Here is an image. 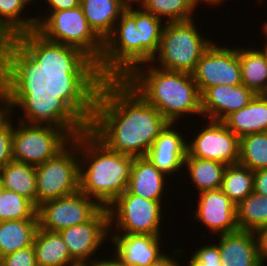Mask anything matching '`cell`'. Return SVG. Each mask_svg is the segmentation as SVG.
Instances as JSON below:
<instances>
[{
	"label": "cell",
	"mask_w": 267,
	"mask_h": 266,
	"mask_svg": "<svg viewBox=\"0 0 267 266\" xmlns=\"http://www.w3.org/2000/svg\"><path fill=\"white\" fill-rule=\"evenodd\" d=\"M27 5H30L31 3H34V0H24Z\"/></svg>",
	"instance_id": "49"
},
{
	"label": "cell",
	"mask_w": 267,
	"mask_h": 266,
	"mask_svg": "<svg viewBox=\"0 0 267 266\" xmlns=\"http://www.w3.org/2000/svg\"><path fill=\"white\" fill-rule=\"evenodd\" d=\"M78 155L79 191L107 208L127 190L134 157L110 150L84 124L78 128Z\"/></svg>",
	"instance_id": "4"
},
{
	"label": "cell",
	"mask_w": 267,
	"mask_h": 266,
	"mask_svg": "<svg viewBox=\"0 0 267 266\" xmlns=\"http://www.w3.org/2000/svg\"><path fill=\"white\" fill-rule=\"evenodd\" d=\"M254 192L267 196V169L254 171Z\"/></svg>",
	"instance_id": "41"
},
{
	"label": "cell",
	"mask_w": 267,
	"mask_h": 266,
	"mask_svg": "<svg viewBox=\"0 0 267 266\" xmlns=\"http://www.w3.org/2000/svg\"><path fill=\"white\" fill-rule=\"evenodd\" d=\"M239 164L252 171L267 169V132L239 138Z\"/></svg>",
	"instance_id": "33"
},
{
	"label": "cell",
	"mask_w": 267,
	"mask_h": 266,
	"mask_svg": "<svg viewBox=\"0 0 267 266\" xmlns=\"http://www.w3.org/2000/svg\"><path fill=\"white\" fill-rule=\"evenodd\" d=\"M255 95L243 84L209 87L201 94L202 117L223 121L232 112L247 106Z\"/></svg>",
	"instance_id": "16"
},
{
	"label": "cell",
	"mask_w": 267,
	"mask_h": 266,
	"mask_svg": "<svg viewBox=\"0 0 267 266\" xmlns=\"http://www.w3.org/2000/svg\"><path fill=\"white\" fill-rule=\"evenodd\" d=\"M86 266H121L116 260H114L113 258H100L99 261L93 262L89 265Z\"/></svg>",
	"instance_id": "44"
},
{
	"label": "cell",
	"mask_w": 267,
	"mask_h": 266,
	"mask_svg": "<svg viewBox=\"0 0 267 266\" xmlns=\"http://www.w3.org/2000/svg\"><path fill=\"white\" fill-rule=\"evenodd\" d=\"M265 32L267 34V21H265L264 24H262V33Z\"/></svg>",
	"instance_id": "47"
},
{
	"label": "cell",
	"mask_w": 267,
	"mask_h": 266,
	"mask_svg": "<svg viewBox=\"0 0 267 266\" xmlns=\"http://www.w3.org/2000/svg\"><path fill=\"white\" fill-rule=\"evenodd\" d=\"M78 129L53 158L36 166V206L79 191Z\"/></svg>",
	"instance_id": "8"
},
{
	"label": "cell",
	"mask_w": 267,
	"mask_h": 266,
	"mask_svg": "<svg viewBox=\"0 0 267 266\" xmlns=\"http://www.w3.org/2000/svg\"><path fill=\"white\" fill-rule=\"evenodd\" d=\"M174 251L175 252L173 253V257L165 253L163 256H161L158 260L151 263L149 266H180L179 265L180 263H178L179 261H177V259H180V257H183L181 256V254H184L182 253L183 249L178 248L177 250L175 249Z\"/></svg>",
	"instance_id": "43"
},
{
	"label": "cell",
	"mask_w": 267,
	"mask_h": 266,
	"mask_svg": "<svg viewBox=\"0 0 267 266\" xmlns=\"http://www.w3.org/2000/svg\"><path fill=\"white\" fill-rule=\"evenodd\" d=\"M0 266H37L33 246L0 257Z\"/></svg>",
	"instance_id": "38"
},
{
	"label": "cell",
	"mask_w": 267,
	"mask_h": 266,
	"mask_svg": "<svg viewBox=\"0 0 267 266\" xmlns=\"http://www.w3.org/2000/svg\"><path fill=\"white\" fill-rule=\"evenodd\" d=\"M83 124L110 150L145 157L170 123L124 79L79 80L71 85Z\"/></svg>",
	"instance_id": "1"
},
{
	"label": "cell",
	"mask_w": 267,
	"mask_h": 266,
	"mask_svg": "<svg viewBox=\"0 0 267 266\" xmlns=\"http://www.w3.org/2000/svg\"><path fill=\"white\" fill-rule=\"evenodd\" d=\"M239 230L253 231L267 227V196L252 192L236 208Z\"/></svg>",
	"instance_id": "31"
},
{
	"label": "cell",
	"mask_w": 267,
	"mask_h": 266,
	"mask_svg": "<svg viewBox=\"0 0 267 266\" xmlns=\"http://www.w3.org/2000/svg\"><path fill=\"white\" fill-rule=\"evenodd\" d=\"M174 123H169L156 138L146 154V158L163 174H178L185 163L187 155V140L182 131L175 129ZM175 129V130H174Z\"/></svg>",
	"instance_id": "17"
},
{
	"label": "cell",
	"mask_w": 267,
	"mask_h": 266,
	"mask_svg": "<svg viewBox=\"0 0 267 266\" xmlns=\"http://www.w3.org/2000/svg\"><path fill=\"white\" fill-rule=\"evenodd\" d=\"M4 189H5V188H4L3 185L0 183V197H2Z\"/></svg>",
	"instance_id": "48"
},
{
	"label": "cell",
	"mask_w": 267,
	"mask_h": 266,
	"mask_svg": "<svg viewBox=\"0 0 267 266\" xmlns=\"http://www.w3.org/2000/svg\"><path fill=\"white\" fill-rule=\"evenodd\" d=\"M103 48L79 5L52 11L37 26L21 48V65L29 83L71 86L100 61Z\"/></svg>",
	"instance_id": "2"
},
{
	"label": "cell",
	"mask_w": 267,
	"mask_h": 266,
	"mask_svg": "<svg viewBox=\"0 0 267 266\" xmlns=\"http://www.w3.org/2000/svg\"><path fill=\"white\" fill-rule=\"evenodd\" d=\"M44 1V0H43ZM48 4L49 12L42 16L41 14H38L40 16H36V23L37 26L52 12V11H60L65 9H73L80 5V0H46Z\"/></svg>",
	"instance_id": "39"
},
{
	"label": "cell",
	"mask_w": 267,
	"mask_h": 266,
	"mask_svg": "<svg viewBox=\"0 0 267 266\" xmlns=\"http://www.w3.org/2000/svg\"><path fill=\"white\" fill-rule=\"evenodd\" d=\"M151 64L138 65L124 80L170 123L176 125L179 118L192 113L202 116L201 94L192 74Z\"/></svg>",
	"instance_id": "5"
},
{
	"label": "cell",
	"mask_w": 267,
	"mask_h": 266,
	"mask_svg": "<svg viewBox=\"0 0 267 266\" xmlns=\"http://www.w3.org/2000/svg\"><path fill=\"white\" fill-rule=\"evenodd\" d=\"M263 36H265L264 38L267 39V34L264 32L263 33ZM263 49H261L263 52H264V55H265V59H266V65H267V40L264 44V46H262Z\"/></svg>",
	"instance_id": "46"
},
{
	"label": "cell",
	"mask_w": 267,
	"mask_h": 266,
	"mask_svg": "<svg viewBox=\"0 0 267 266\" xmlns=\"http://www.w3.org/2000/svg\"><path fill=\"white\" fill-rule=\"evenodd\" d=\"M130 3H135L137 0H127Z\"/></svg>",
	"instance_id": "50"
},
{
	"label": "cell",
	"mask_w": 267,
	"mask_h": 266,
	"mask_svg": "<svg viewBox=\"0 0 267 266\" xmlns=\"http://www.w3.org/2000/svg\"><path fill=\"white\" fill-rule=\"evenodd\" d=\"M102 208L96 200L77 191L37 206L38 225L40 229L59 232L91 220Z\"/></svg>",
	"instance_id": "10"
},
{
	"label": "cell",
	"mask_w": 267,
	"mask_h": 266,
	"mask_svg": "<svg viewBox=\"0 0 267 266\" xmlns=\"http://www.w3.org/2000/svg\"><path fill=\"white\" fill-rule=\"evenodd\" d=\"M18 88L7 78L0 77V107L8 100Z\"/></svg>",
	"instance_id": "42"
},
{
	"label": "cell",
	"mask_w": 267,
	"mask_h": 266,
	"mask_svg": "<svg viewBox=\"0 0 267 266\" xmlns=\"http://www.w3.org/2000/svg\"><path fill=\"white\" fill-rule=\"evenodd\" d=\"M222 122L238 138L267 132V94H256L247 106L232 112Z\"/></svg>",
	"instance_id": "20"
},
{
	"label": "cell",
	"mask_w": 267,
	"mask_h": 266,
	"mask_svg": "<svg viewBox=\"0 0 267 266\" xmlns=\"http://www.w3.org/2000/svg\"><path fill=\"white\" fill-rule=\"evenodd\" d=\"M136 4L165 23L191 20L199 6L195 0H137Z\"/></svg>",
	"instance_id": "29"
},
{
	"label": "cell",
	"mask_w": 267,
	"mask_h": 266,
	"mask_svg": "<svg viewBox=\"0 0 267 266\" xmlns=\"http://www.w3.org/2000/svg\"><path fill=\"white\" fill-rule=\"evenodd\" d=\"M0 77L9 79L18 89L29 84L21 65V47L1 28Z\"/></svg>",
	"instance_id": "28"
},
{
	"label": "cell",
	"mask_w": 267,
	"mask_h": 266,
	"mask_svg": "<svg viewBox=\"0 0 267 266\" xmlns=\"http://www.w3.org/2000/svg\"><path fill=\"white\" fill-rule=\"evenodd\" d=\"M26 6L24 0H0V28L21 48L34 35L37 28L36 17L24 16L27 15L23 14Z\"/></svg>",
	"instance_id": "22"
},
{
	"label": "cell",
	"mask_w": 267,
	"mask_h": 266,
	"mask_svg": "<svg viewBox=\"0 0 267 266\" xmlns=\"http://www.w3.org/2000/svg\"><path fill=\"white\" fill-rule=\"evenodd\" d=\"M196 2H197V4H200V3H204L205 2V4L207 3L208 5L207 6H213V7H215V5H216V7L218 6V5H220V4H223V2H225V0H195Z\"/></svg>",
	"instance_id": "45"
},
{
	"label": "cell",
	"mask_w": 267,
	"mask_h": 266,
	"mask_svg": "<svg viewBox=\"0 0 267 266\" xmlns=\"http://www.w3.org/2000/svg\"><path fill=\"white\" fill-rule=\"evenodd\" d=\"M188 266H223L221 263L220 250L215 243L202 245L195 248V252L189 259Z\"/></svg>",
	"instance_id": "35"
},
{
	"label": "cell",
	"mask_w": 267,
	"mask_h": 266,
	"mask_svg": "<svg viewBox=\"0 0 267 266\" xmlns=\"http://www.w3.org/2000/svg\"><path fill=\"white\" fill-rule=\"evenodd\" d=\"M162 236L139 234H110L114 245L113 258L121 266H149L165 254ZM162 248V250H161Z\"/></svg>",
	"instance_id": "15"
},
{
	"label": "cell",
	"mask_w": 267,
	"mask_h": 266,
	"mask_svg": "<svg viewBox=\"0 0 267 266\" xmlns=\"http://www.w3.org/2000/svg\"><path fill=\"white\" fill-rule=\"evenodd\" d=\"M109 229L108 208L103 207L91 220L64 228L59 233L72 260L78 266H86L99 261L97 257L92 256H95L103 242L110 238Z\"/></svg>",
	"instance_id": "12"
},
{
	"label": "cell",
	"mask_w": 267,
	"mask_h": 266,
	"mask_svg": "<svg viewBox=\"0 0 267 266\" xmlns=\"http://www.w3.org/2000/svg\"><path fill=\"white\" fill-rule=\"evenodd\" d=\"M8 220H38L37 206L26 197L4 189L0 197V222Z\"/></svg>",
	"instance_id": "34"
},
{
	"label": "cell",
	"mask_w": 267,
	"mask_h": 266,
	"mask_svg": "<svg viewBox=\"0 0 267 266\" xmlns=\"http://www.w3.org/2000/svg\"><path fill=\"white\" fill-rule=\"evenodd\" d=\"M242 84L255 94H267V65L264 52L258 48L239 47Z\"/></svg>",
	"instance_id": "24"
},
{
	"label": "cell",
	"mask_w": 267,
	"mask_h": 266,
	"mask_svg": "<svg viewBox=\"0 0 267 266\" xmlns=\"http://www.w3.org/2000/svg\"><path fill=\"white\" fill-rule=\"evenodd\" d=\"M13 113L0 126V170L12 159V145H13ZM12 116V117H11Z\"/></svg>",
	"instance_id": "36"
},
{
	"label": "cell",
	"mask_w": 267,
	"mask_h": 266,
	"mask_svg": "<svg viewBox=\"0 0 267 266\" xmlns=\"http://www.w3.org/2000/svg\"><path fill=\"white\" fill-rule=\"evenodd\" d=\"M17 109L23 114L19 126L13 124L12 159L33 166L53 158L83 124L82 102L72 86L39 85Z\"/></svg>",
	"instance_id": "3"
},
{
	"label": "cell",
	"mask_w": 267,
	"mask_h": 266,
	"mask_svg": "<svg viewBox=\"0 0 267 266\" xmlns=\"http://www.w3.org/2000/svg\"><path fill=\"white\" fill-rule=\"evenodd\" d=\"M0 183L36 205V166L12 160L0 170Z\"/></svg>",
	"instance_id": "26"
},
{
	"label": "cell",
	"mask_w": 267,
	"mask_h": 266,
	"mask_svg": "<svg viewBox=\"0 0 267 266\" xmlns=\"http://www.w3.org/2000/svg\"><path fill=\"white\" fill-rule=\"evenodd\" d=\"M184 166L186 167L184 171L189 174V179L199 194L220 188L227 165L218 161L186 156Z\"/></svg>",
	"instance_id": "27"
},
{
	"label": "cell",
	"mask_w": 267,
	"mask_h": 266,
	"mask_svg": "<svg viewBox=\"0 0 267 266\" xmlns=\"http://www.w3.org/2000/svg\"><path fill=\"white\" fill-rule=\"evenodd\" d=\"M39 228L38 220H8L0 222V257L33 246Z\"/></svg>",
	"instance_id": "25"
},
{
	"label": "cell",
	"mask_w": 267,
	"mask_h": 266,
	"mask_svg": "<svg viewBox=\"0 0 267 266\" xmlns=\"http://www.w3.org/2000/svg\"><path fill=\"white\" fill-rule=\"evenodd\" d=\"M135 3H129L105 39L100 61L81 79H124L142 64L140 28L136 27Z\"/></svg>",
	"instance_id": "6"
},
{
	"label": "cell",
	"mask_w": 267,
	"mask_h": 266,
	"mask_svg": "<svg viewBox=\"0 0 267 266\" xmlns=\"http://www.w3.org/2000/svg\"><path fill=\"white\" fill-rule=\"evenodd\" d=\"M194 218L203 224L211 235H221L239 230L237 205L220 189L200 192Z\"/></svg>",
	"instance_id": "14"
},
{
	"label": "cell",
	"mask_w": 267,
	"mask_h": 266,
	"mask_svg": "<svg viewBox=\"0 0 267 266\" xmlns=\"http://www.w3.org/2000/svg\"><path fill=\"white\" fill-rule=\"evenodd\" d=\"M167 176L146 157H134L127 191L149 200H163Z\"/></svg>",
	"instance_id": "19"
},
{
	"label": "cell",
	"mask_w": 267,
	"mask_h": 266,
	"mask_svg": "<svg viewBox=\"0 0 267 266\" xmlns=\"http://www.w3.org/2000/svg\"><path fill=\"white\" fill-rule=\"evenodd\" d=\"M215 44L213 42L201 56L192 73L200 94L217 85L242 84L238 48Z\"/></svg>",
	"instance_id": "11"
},
{
	"label": "cell",
	"mask_w": 267,
	"mask_h": 266,
	"mask_svg": "<svg viewBox=\"0 0 267 266\" xmlns=\"http://www.w3.org/2000/svg\"><path fill=\"white\" fill-rule=\"evenodd\" d=\"M194 20L165 23L151 63L156 62L159 66L154 65L164 70L192 74L201 56L213 43L200 34Z\"/></svg>",
	"instance_id": "7"
},
{
	"label": "cell",
	"mask_w": 267,
	"mask_h": 266,
	"mask_svg": "<svg viewBox=\"0 0 267 266\" xmlns=\"http://www.w3.org/2000/svg\"><path fill=\"white\" fill-rule=\"evenodd\" d=\"M129 3L127 0H80L86 20L103 41L112 33Z\"/></svg>",
	"instance_id": "21"
},
{
	"label": "cell",
	"mask_w": 267,
	"mask_h": 266,
	"mask_svg": "<svg viewBox=\"0 0 267 266\" xmlns=\"http://www.w3.org/2000/svg\"><path fill=\"white\" fill-rule=\"evenodd\" d=\"M217 236L223 266H263L258 256L255 232L237 230Z\"/></svg>",
	"instance_id": "18"
},
{
	"label": "cell",
	"mask_w": 267,
	"mask_h": 266,
	"mask_svg": "<svg viewBox=\"0 0 267 266\" xmlns=\"http://www.w3.org/2000/svg\"><path fill=\"white\" fill-rule=\"evenodd\" d=\"M220 189L238 205L254 190V171L239 163L227 165Z\"/></svg>",
	"instance_id": "30"
},
{
	"label": "cell",
	"mask_w": 267,
	"mask_h": 266,
	"mask_svg": "<svg viewBox=\"0 0 267 266\" xmlns=\"http://www.w3.org/2000/svg\"><path fill=\"white\" fill-rule=\"evenodd\" d=\"M33 248L37 266H78L71 258L59 232L38 228Z\"/></svg>",
	"instance_id": "23"
},
{
	"label": "cell",
	"mask_w": 267,
	"mask_h": 266,
	"mask_svg": "<svg viewBox=\"0 0 267 266\" xmlns=\"http://www.w3.org/2000/svg\"><path fill=\"white\" fill-rule=\"evenodd\" d=\"M162 202L145 199L125 190L107 207L110 234L162 236Z\"/></svg>",
	"instance_id": "9"
},
{
	"label": "cell",
	"mask_w": 267,
	"mask_h": 266,
	"mask_svg": "<svg viewBox=\"0 0 267 266\" xmlns=\"http://www.w3.org/2000/svg\"><path fill=\"white\" fill-rule=\"evenodd\" d=\"M258 246V256L260 263L265 266L267 262V227L260 228L255 231Z\"/></svg>",
	"instance_id": "40"
},
{
	"label": "cell",
	"mask_w": 267,
	"mask_h": 266,
	"mask_svg": "<svg viewBox=\"0 0 267 266\" xmlns=\"http://www.w3.org/2000/svg\"><path fill=\"white\" fill-rule=\"evenodd\" d=\"M138 8V10H137ZM136 8V27L140 28L142 64L151 62L158 50L165 22L141 7Z\"/></svg>",
	"instance_id": "32"
},
{
	"label": "cell",
	"mask_w": 267,
	"mask_h": 266,
	"mask_svg": "<svg viewBox=\"0 0 267 266\" xmlns=\"http://www.w3.org/2000/svg\"><path fill=\"white\" fill-rule=\"evenodd\" d=\"M207 122V123H206ZM197 135L187 140V155L226 165L239 162V138L222 121L207 120Z\"/></svg>",
	"instance_id": "13"
},
{
	"label": "cell",
	"mask_w": 267,
	"mask_h": 266,
	"mask_svg": "<svg viewBox=\"0 0 267 266\" xmlns=\"http://www.w3.org/2000/svg\"><path fill=\"white\" fill-rule=\"evenodd\" d=\"M39 85L29 83L25 87L19 88L8 100L0 107V126L14 112V107L19 105L38 87Z\"/></svg>",
	"instance_id": "37"
}]
</instances>
